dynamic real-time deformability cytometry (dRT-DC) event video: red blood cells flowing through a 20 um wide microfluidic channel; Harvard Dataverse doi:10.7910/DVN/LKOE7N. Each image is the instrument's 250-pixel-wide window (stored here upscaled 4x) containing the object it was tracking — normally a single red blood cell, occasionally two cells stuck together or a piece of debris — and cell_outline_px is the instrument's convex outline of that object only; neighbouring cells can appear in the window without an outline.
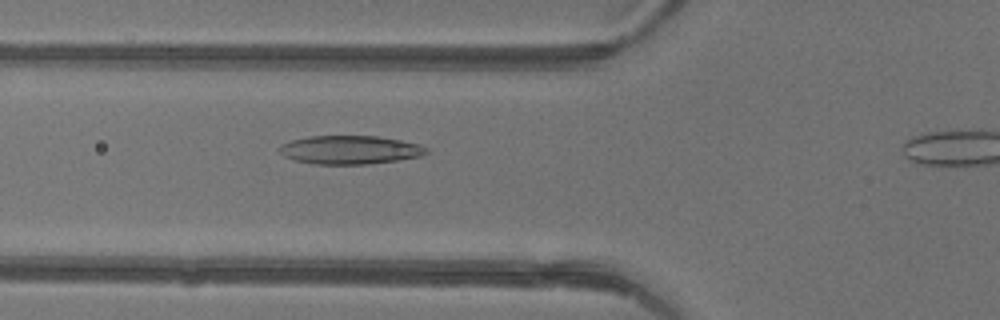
{"species": "common noctule bat (a hibernating species)", "species_latin": "Nyctalus noctula", "temperature_condition": "warm", "stored_images_in_passage": 31, "camera_frame_rate_fps": 3000, "um_per_image_px": 0.085, "animal": {"sex": "female"}, "frame": {"image": 1, "passage_image": 7, "time_ms": 2.0, "image_size_px": [1000, 320], "cell_outline_px": [[428, 152], [420, 156], [396, 160], [364, 164], [312, 164], [296, 160], [284, 156], [280, 152], [280, 144], [292, 140], [308, 136], [376, 136], [400, 140], [420, 144], [428, 148]], "centroid_in_image_um": [29.74, 12.73], "position_along_channel_um": 96.1, "area_um2": 24.28}}
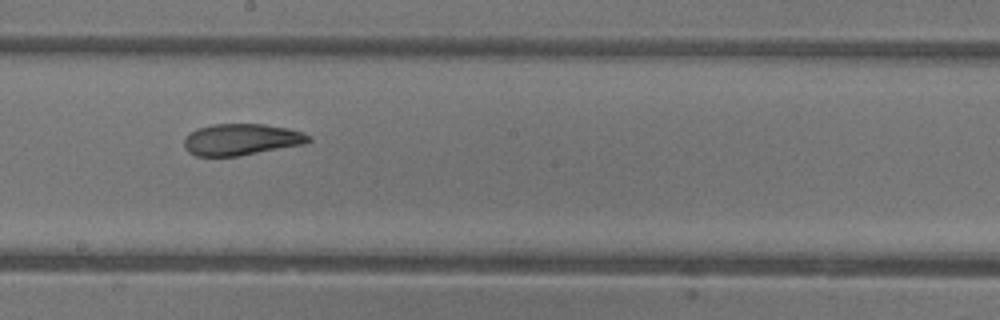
{"frame": {"image": 2, "passage_image": 16, "time_ms": 5.0, "image_size_px": [1000, 320], "cell_outline_px": [[312, 140], [304, 144], [240, 156], [196, 156], [188, 152], [184, 148], [184, 140], [192, 132], [200, 128], [212, 124], [264, 124], [288, 128], [304, 132], [312, 136]], "centroid_in_image_um": [20.56, 11.86], "position_along_channel_um": 227.6, "area_um2": 22.89}}
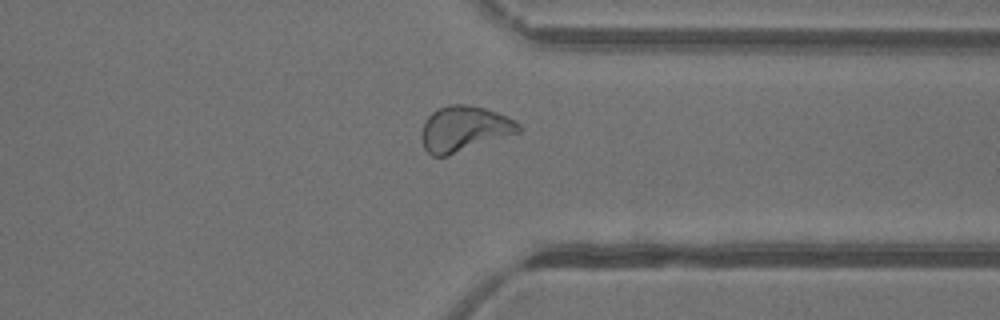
{"frame": {"image": 3, "passage_image": 26, "time_ms": 8.333, "image_size_px": [1000, 320], "cell_outline_px": [[520, 132], [448, 156], [432, 156], [424, 148], [420, 136], [424, 120], [436, 108], [448, 104], [468, 104], [484, 108], [496, 112], [516, 120], [520, 124]], "centroid_in_image_um": [39.42, 10.94], "position_along_channel_um": 372.0, "area_um2": 25.95}, "authors_computed_cell_mechanics": {"area_um2": 23.8136, "velocity_mm_per_s": 4.3752, "shape_relaxation_time_tau1_ms": 6.101, "shape_relaxation_time_tau2_ms": 1.6968, "deformation_change_tau1": 0.18, "deformation_change_tau2": 0.0841}}